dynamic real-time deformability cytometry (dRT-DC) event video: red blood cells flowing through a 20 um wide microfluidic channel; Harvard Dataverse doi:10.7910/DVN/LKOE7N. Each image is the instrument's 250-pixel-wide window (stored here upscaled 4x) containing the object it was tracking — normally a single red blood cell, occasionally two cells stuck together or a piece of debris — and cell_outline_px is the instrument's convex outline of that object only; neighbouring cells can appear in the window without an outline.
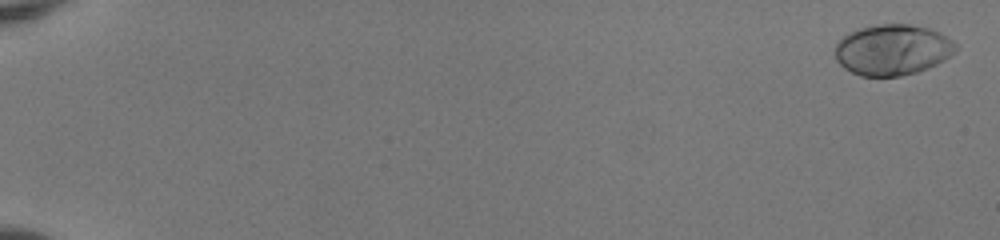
{"species": "human", "species_latin": "Homo sapiens", "temperature_condition": "room temperature", "stored_images_in_passage": 54, "camera_frame_rate_fps": 3000, "um_per_image_px": 0.085, "donor": {"sex": "female"}, "frame": {"image": 1, "passage_image": 2, "time_ms": 0.333, "image_size_px": [1000, 240], "cell_outline_px": [[956, 52], [944, 60], [928, 68], [916, 72], [900, 76], [860, 76], [844, 68], [836, 60], [836, 44], [848, 32], [860, 28], [876, 24], [908, 24], [928, 28], [940, 32], [952, 40], [956, 44]], "centroid_in_image_um": [75.87, 4.23], "position_along_channel_um": 9.1, "area_um2": 35.72}}
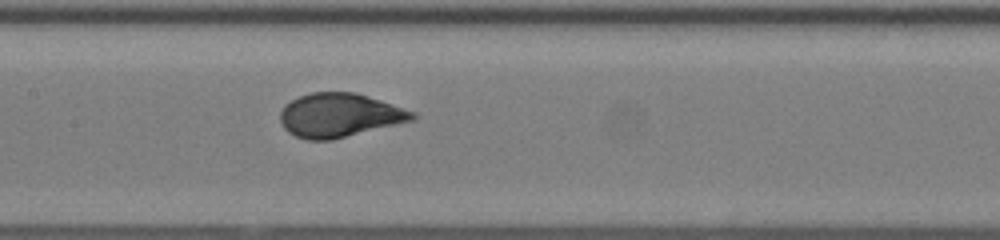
{"frame": {"image": 2, "passage_image": 30, "time_ms": 9.667, "image_size_px": [1000, 240], "cell_outline_px": [[416, 120], [332, 140], [308, 140], [296, 136], [288, 132], [284, 128], [280, 120], [280, 112], [284, 104], [300, 96], [312, 92], [356, 92], [416, 112]], "centroid_in_image_um": [28.87, 9.8], "position_along_channel_um": 178.5, "area_um2": 33.93}}
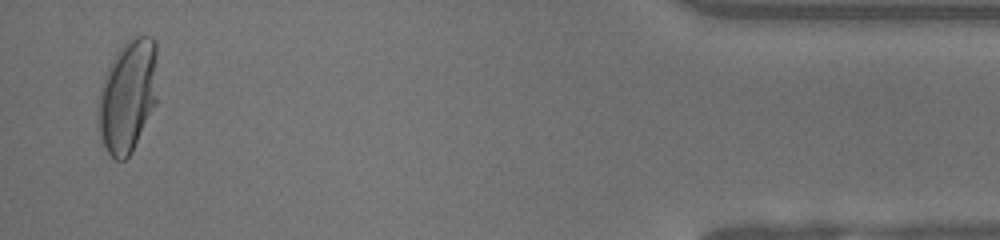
{"frame": {"image": 3, "passage_image": 53, "time_ms": 17.333, "image_size_px": [1000, 240], "cell_outline_px": [[156, 104], [132, 152], [124, 160], [116, 160], [104, 148], [100, 136], [100, 88], [104, 76], [116, 52], [132, 36], [152, 36], [156, 40]], "centroid_in_image_um": [10.89, 8.14], "position_along_channel_um": 424.3, "area_um2": 38.61}, "authors_computed_cell_mechanics": {"area_um2": 34.0153, "velocity_mm_per_s": 4.0239, "shape_relaxation_time_tau1_ms": 3.6169, "shape_relaxation_time_tau2_ms": null, "deformation_change_tau1": 0.221, "deformation_change_tau2": null}}